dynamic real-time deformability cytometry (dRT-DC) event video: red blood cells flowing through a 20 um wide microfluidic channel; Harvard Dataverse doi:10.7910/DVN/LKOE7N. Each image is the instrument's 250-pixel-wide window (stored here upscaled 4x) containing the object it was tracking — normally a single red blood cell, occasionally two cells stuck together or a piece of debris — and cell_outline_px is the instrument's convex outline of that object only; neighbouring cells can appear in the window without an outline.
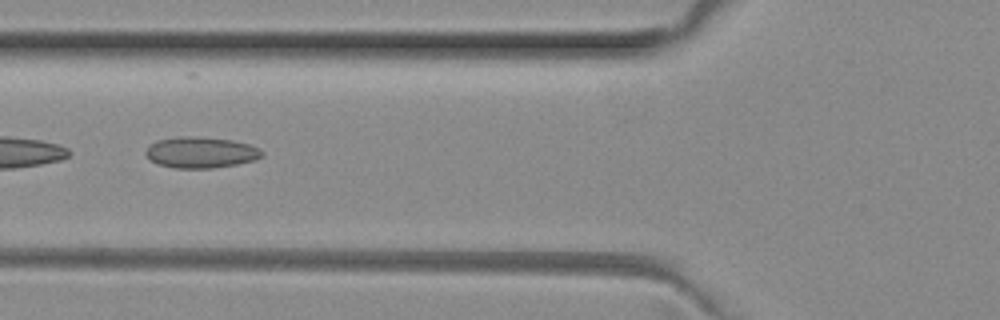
{"species": "common noctule bat (a hibernating species)", "species_latin": "Nyctalus noctula", "temperature_condition": "room temperature", "stored_images_in_passage": 5, "camera_frame_rate_fps": 3000, "um_per_image_px": 0.085, "animal": {"sex": "female", "body_mass_g": 29.2, "forearm_length_mm": 56.3}, "frame": {"image": 1, "passage_image": 4, "time_ms": 1.0, "image_size_px": [1000, 320], "cell_outline_px": [[264, 156], [256, 160], [236, 164], [212, 168], [172, 168], [160, 164], [152, 160], [144, 152], [156, 140], [184, 136], [232, 140], [248, 144], [264, 152]], "centroid_in_image_um": [17.1, 12.97], "position_along_channel_um": 108.7, "area_um2": 20.69}}
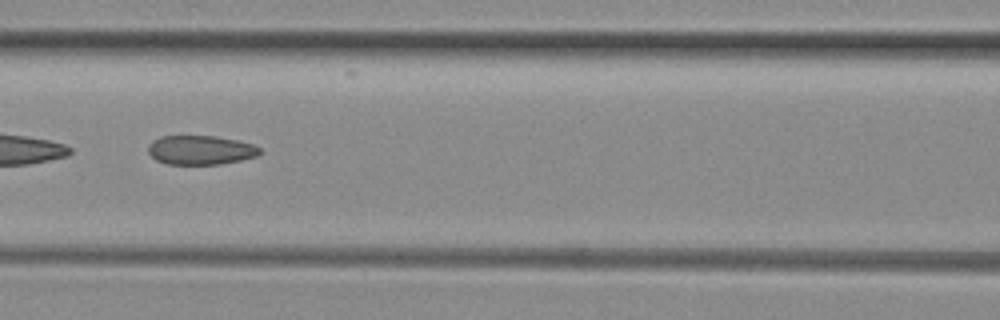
{"frame": {"image": 2, "passage_image": 5, "time_ms": 1.333, "image_size_px": [1000, 320], "cell_outline_px": [[260, 152], [256, 156], [240, 160], [220, 164], [168, 164], [156, 160], [148, 152], [148, 144], [152, 140], [160, 136], [216, 136], [236, 140], [252, 144], [260, 148]], "centroid_in_image_um": [17.01, 12.75], "position_along_channel_um": 149.6, "area_um2": 18.9}}